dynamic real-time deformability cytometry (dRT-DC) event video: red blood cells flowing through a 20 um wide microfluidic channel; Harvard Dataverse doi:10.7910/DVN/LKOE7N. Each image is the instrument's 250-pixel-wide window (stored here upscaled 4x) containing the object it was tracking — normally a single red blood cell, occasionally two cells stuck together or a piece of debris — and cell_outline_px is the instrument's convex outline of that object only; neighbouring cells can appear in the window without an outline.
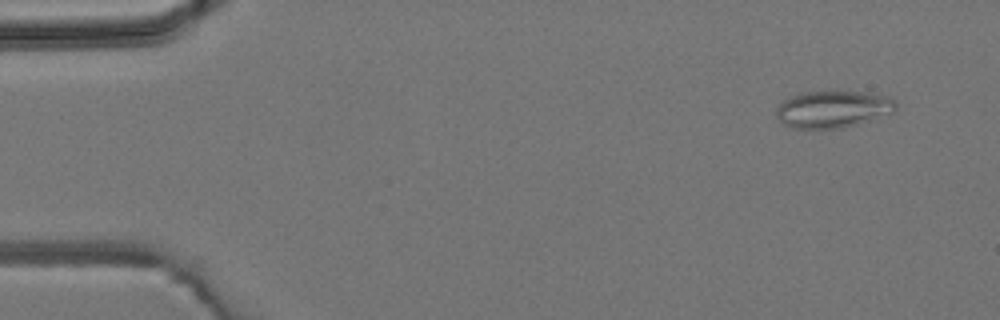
{"species": "common noctule bat (a hibernating species)", "species_latin": "Nyctalus noctula", "temperature_condition": "room temperature", "stored_images_in_passage": 5, "camera_frame_rate_fps": 3000, "um_per_image_px": 0.085, "animal": {"sex": "male", "body_mass_g": 19.2, "forearm_length_mm": 51.8}, "frame": {"image": 1, "passage_image": 2, "time_ms": 1.0, "image_size_px": [1000, 320], "cell_outline_px": [[896, 108], [892, 112], [856, 124], [840, 128], [792, 128], [780, 124], [776, 116], [776, 108], [784, 100], [800, 92], [832, 88], [868, 92], [888, 96], [896, 100]], "centroid_in_image_um": [70.76, 9.22], "position_along_channel_um": 14.2, "area_um2": 26.65}}